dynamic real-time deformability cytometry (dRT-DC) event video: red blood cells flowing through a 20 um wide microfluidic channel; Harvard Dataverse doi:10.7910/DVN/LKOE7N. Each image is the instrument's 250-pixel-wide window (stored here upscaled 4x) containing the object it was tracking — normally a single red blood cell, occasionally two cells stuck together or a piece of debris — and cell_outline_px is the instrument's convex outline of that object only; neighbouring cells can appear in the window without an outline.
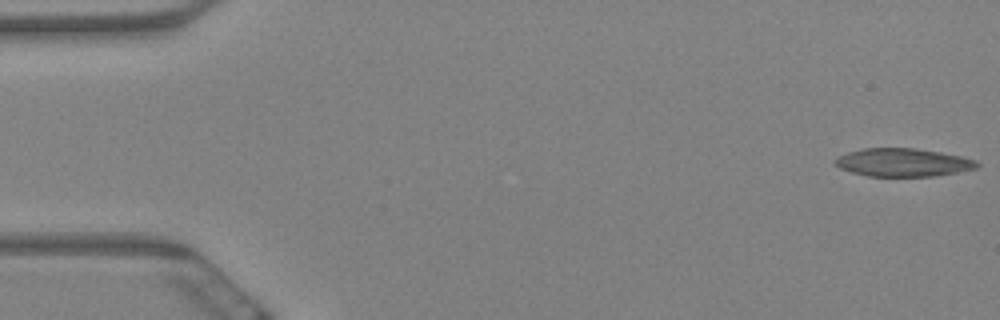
{"species": "Egyptian fruit bat (a non-hibernating species)", "species_latin": "Rousettus aegyptiacus", "temperature_condition": "warm", "stored_images_in_passage": 6, "camera_frame_rate_fps": 3000, "um_per_image_px": 0.085, "animal": {"sex": "female"}, "frame": {"image": 1, "passage_image": 1, "time_ms": 0.0, "image_size_px": [1000, 320], "cell_outline_px": [[980, 164], [976, 168], [936, 176], [868, 176], [852, 172], [840, 168], [832, 160], [848, 152], [864, 148], [916, 148], [940, 152], [960, 156], [976, 160]], "centroid_in_image_um": [76.75, 13.8], "position_along_channel_um": 8.2, "area_um2": 23.12}}
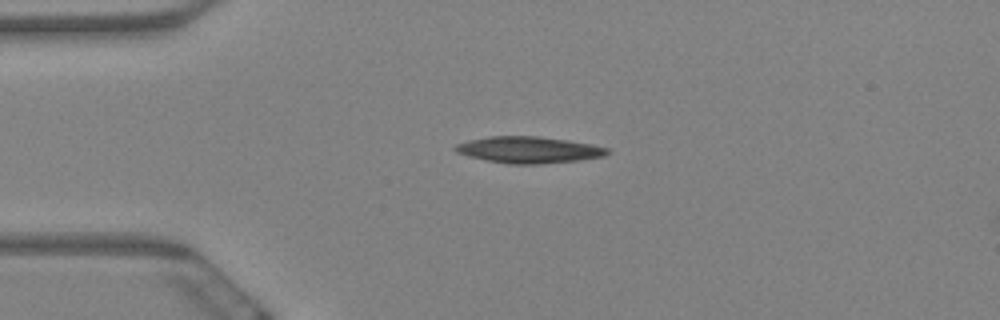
{"frame": {"image": 2, "passage_image": 5, "time_ms": 1.333, "image_size_px": [1000, 320], "cell_outline_px": [[612, 152], [604, 156], [580, 160], [540, 164], [508, 164], [468, 156], [456, 152], [452, 148], [456, 144], [468, 140], [488, 136], [536, 136], [568, 140], [592, 144], [608, 148]], "centroid_in_image_um": [44.95, 12.73], "position_along_channel_um": 40.0, "area_um2": 23.58}}